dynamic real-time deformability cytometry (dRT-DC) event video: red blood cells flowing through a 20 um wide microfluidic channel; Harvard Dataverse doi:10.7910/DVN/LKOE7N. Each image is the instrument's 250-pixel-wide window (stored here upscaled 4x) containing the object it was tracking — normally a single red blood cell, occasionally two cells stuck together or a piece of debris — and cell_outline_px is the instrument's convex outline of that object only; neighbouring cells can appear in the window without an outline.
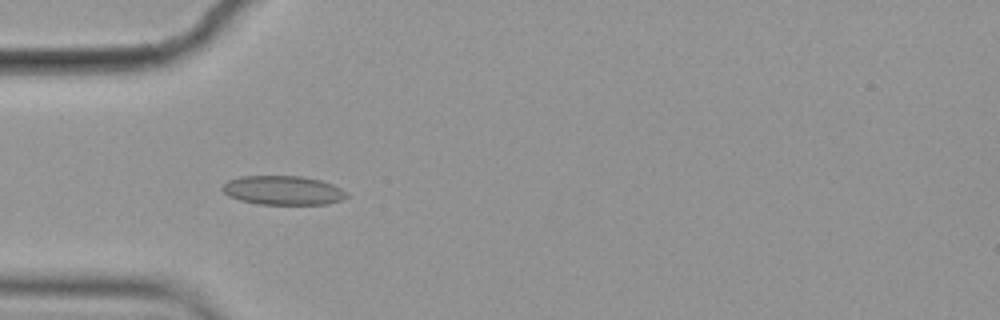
{"species": "common noctule bat (a hibernating species)", "species_latin": "Nyctalus noctula", "temperature_condition": "cold", "stored_images_in_passage": 45, "camera_frame_rate_fps": 3000, "um_per_image_px": 0.085, "animal": {"sex": "female", "body_mass_g": 19.9}, "frame": {"image": 1, "passage_image": 6, "time_ms": 1.667, "image_size_px": [1000, 320], "cell_outline_px": [[348, 196], [340, 200], [324, 204], [256, 204], [240, 200], [228, 196], [220, 188], [228, 180], [240, 176], [300, 176], [320, 180], [332, 184], [340, 188]], "centroid_in_image_um": [24.0, 16.17], "position_along_channel_um": 61.0, "area_um2": 20.92}}
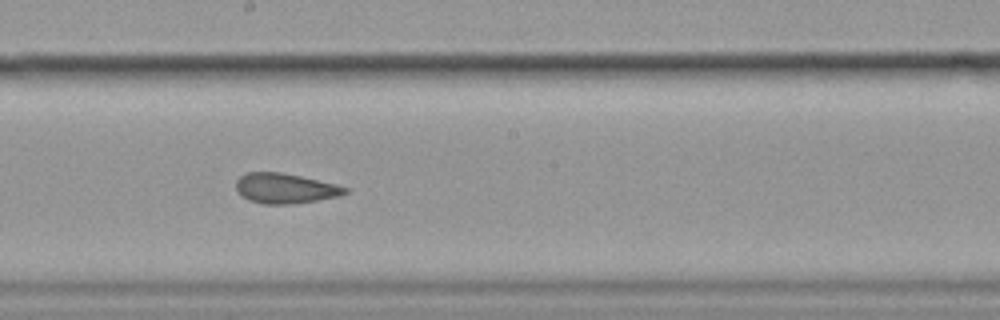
{"frame": {"image": 2, "passage_image": 20, "time_ms": 6.333, "image_size_px": [1000, 320], "cell_outline_px": [[348, 192], [340, 196], [292, 204], [264, 204], [248, 200], [236, 188], [236, 180], [240, 176], [248, 172], [280, 172], [300, 176], [336, 184], [348, 188]], "centroid_in_image_um": [24.25, 16.01], "position_along_channel_um": 224.0, "area_um2": 18.96}}
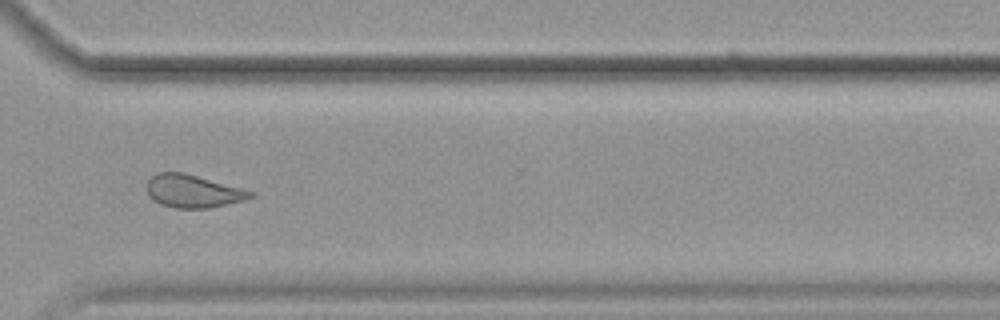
{"frame": {"image": 3, "passage_image": 31, "time_ms": 10.0, "image_size_px": [1000, 320], "cell_outline_px": [[256, 196], [244, 200], [208, 208], [176, 208], [160, 204], [148, 196], [148, 180], [156, 172], [184, 172], [256, 192]], "centroid_in_image_um": [16.42, 16.24], "position_along_channel_um": 354.2, "area_um2": 19.83}, "authors_computed_cell_mechanics": {"area_um2": 19.9988, "velocity_mm_per_s": 3.5383, "shape_relaxation_time_tau1_ms": null, "shape_relaxation_time_tau2_ms": 2.5412, "deformation_change_tau1": null, "deformation_change_tau2": 0.0698}}